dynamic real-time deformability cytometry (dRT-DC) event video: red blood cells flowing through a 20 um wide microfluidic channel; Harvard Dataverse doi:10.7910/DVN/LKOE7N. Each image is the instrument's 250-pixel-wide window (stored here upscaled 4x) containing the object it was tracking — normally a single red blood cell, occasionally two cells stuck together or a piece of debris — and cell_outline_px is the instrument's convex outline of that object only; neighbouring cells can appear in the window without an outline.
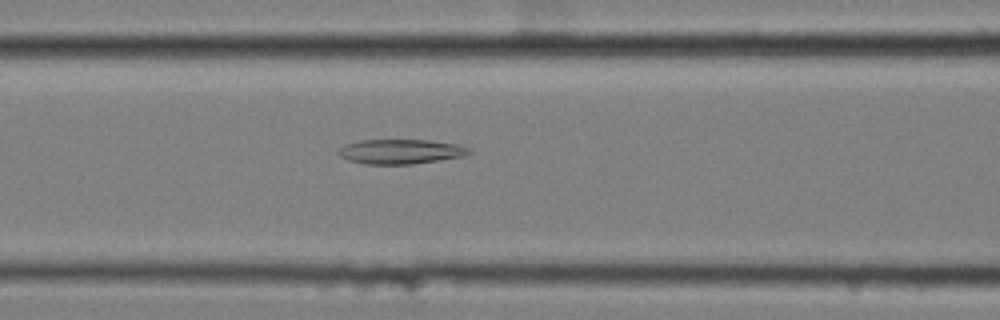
{"species": "common noctule bat (a hibernating species)", "species_latin": "Nyctalus noctula", "temperature_condition": "cold", "stored_images_in_passage": 49, "camera_frame_rate_fps": 3000, "um_per_image_px": 0.085, "animal": {"sex": "female", "body_mass_g": 25.1}, "frame": {"image": 1, "passage_image": 15, "time_ms": 4.667, "image_size_px": [1000, 320], "cell_outline_px": [[472, 152], [464, 156], [412, 164], [364, 164], [348, 160], [340, 156], [336, 152], [344, 144], [360, 140], [428, 140], [456, 144], [468, 148]], "centroid_in_image_um": [34.0, 12.88], "position_along_channel_um": 132.6, "area_um2": 18.73}}
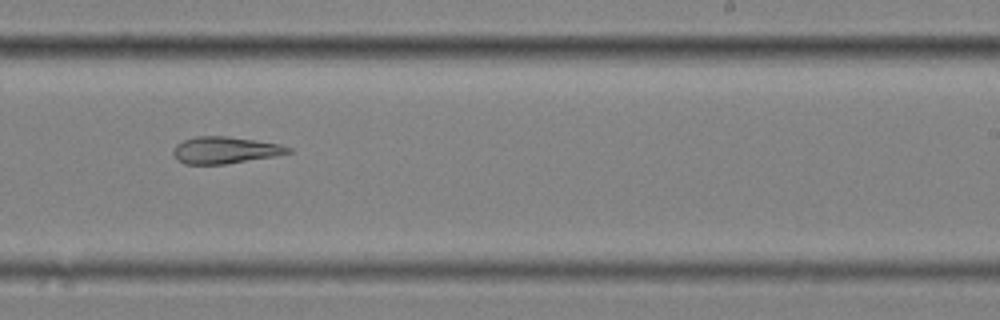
{"frame": {"image": 2, "passage_image": 27, "time_ms": 8.667, "image_size_px": [1000, 320], "cell_outline_px": [[292, 152], [276, 156], [224, 164], [184, 164], [176, 160], [172, 152], [172, 148], [176, 144], [184, 140], [196, 136], [228, 136], [280, 144], [292, 148]], "centroid_in_image_um": [19.1, 12.76], "position_along_channel_um": 269.9, "area_um2": 18.09}}
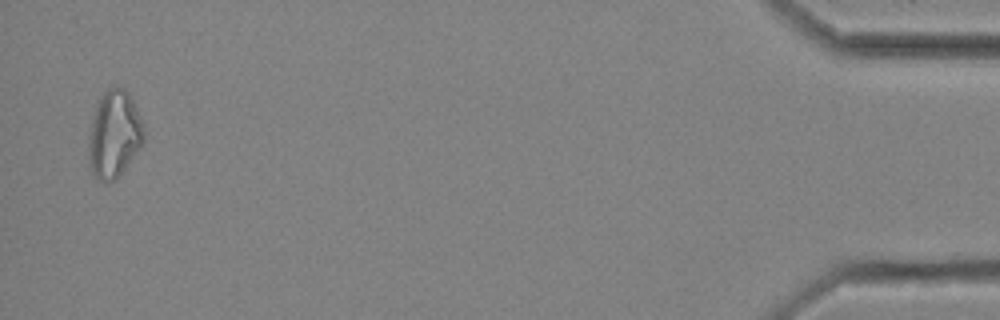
{"frame": {"image": 3, "passage_image": 48, "time_ms": 15.667, "image_size_px": [1000, 320], "cell_outline_px": [[144, 140], [140, 148], [116, 180], [96, 180], [88, 164], [88, 136], [92, 116], [96, 104], [104, 92], [108, 88], [124, 88], [128, 92], [144, 124]], "centroid_in_image_um": [9.68, 11.43], "position_along_channel_um": 425.5, "area_um2": 28.21}, "authors_computed_cell_mechanics": {"area_um2": 21.3282, "velocity_mm_per_s": 3.4403, "shape_relaxation_time_tau1_ms": null, "shape_relaxation_time_tau2_ms": 9.0844, "deformation_change_tau1": null, "deformation_change_tau2": 0.2243}}